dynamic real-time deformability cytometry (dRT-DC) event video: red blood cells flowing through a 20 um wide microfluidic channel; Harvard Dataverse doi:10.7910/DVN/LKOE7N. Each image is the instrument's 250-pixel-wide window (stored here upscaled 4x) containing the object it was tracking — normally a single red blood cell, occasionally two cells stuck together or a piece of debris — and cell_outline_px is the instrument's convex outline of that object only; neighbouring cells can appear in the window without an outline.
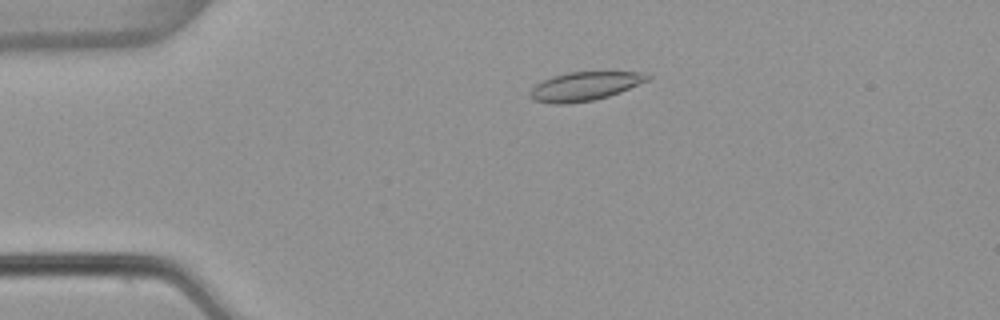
{"species": "common noctule bat (a hibernating species)", "species_latin": "Nyctalus noctula", "temperature_condition": "warm", "stored_images_in_passage": 53, "camera_frame_rate_fps": 3000, "um_per_image_px": 0.085, "animal": {"sex": "female", "body_mass_g": 22.7, "forearm_length_mm": 54.2}, "frame": {"image": 1, "passage_image": 11, "time_ms": 3.333, "image_size_px": [1000, 320], "cell_outline_px": [[652, 76], [648, 80], [620, 92], [608, 96], [592, 100], [564, 104], [552, 104], [536, 100], [532, 96], [532, 88], [536, 84], [544, 80], [568, 72], [648, 72]], "centroid_in_image_um": [49.77, 7.32], "position_along_channel_um": 35.2, "area_um2": 19.25}}
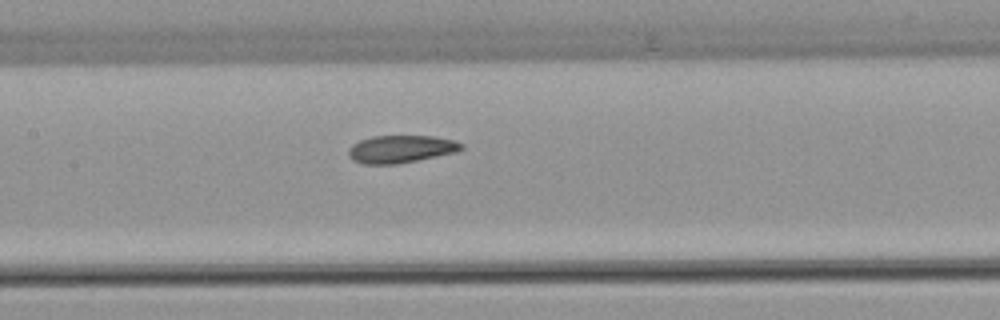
{"frame": {"image": 2, "passage_image": 25, "time_ms": 8.0, "image_size_px": [1000, 320], "cell_outline_px": [[464, 148], [456, 152], [396, 164], [364, 164], [352, 160], [348, 156], [348, 148], [352, 144], [360, 140], [372, 136], [432, 136], [452, 140], [464, 144]], "centroid_in_image_um": [34.03, 12.67], "position_along_channel_um": 173.4, "area_um2": 18.09}}
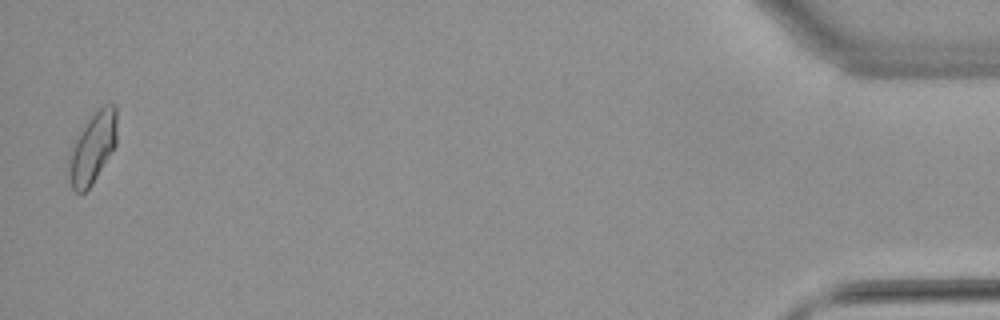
{"frame": {"image": 3, "passage_image": 52, "time_ms": 17.0, "image_size_px": [1000, 320], "cell_outline_px": [[116, 144], [92, 184], [84, 192], [76, 192], [72, 188], [68, 180], [68, 156], [80, 132], [88, 120], [104, 104], [116, 104]], "centroid_in_image_um": [7.86, 12.59], "position_along_channel_um": 427.3, "area_um2": 19.48}, "authors_computed_cell_mechanics": {"area_um2": 18.6116, "velocity_mm_per_s": 3.8436, "shape_relaxation_time_tau1_ms": null, "shape_relaxation_time_tau2_ms": 2.725, "deformation_change_tau1": null, "deformation_change_tau2": 0.069}}